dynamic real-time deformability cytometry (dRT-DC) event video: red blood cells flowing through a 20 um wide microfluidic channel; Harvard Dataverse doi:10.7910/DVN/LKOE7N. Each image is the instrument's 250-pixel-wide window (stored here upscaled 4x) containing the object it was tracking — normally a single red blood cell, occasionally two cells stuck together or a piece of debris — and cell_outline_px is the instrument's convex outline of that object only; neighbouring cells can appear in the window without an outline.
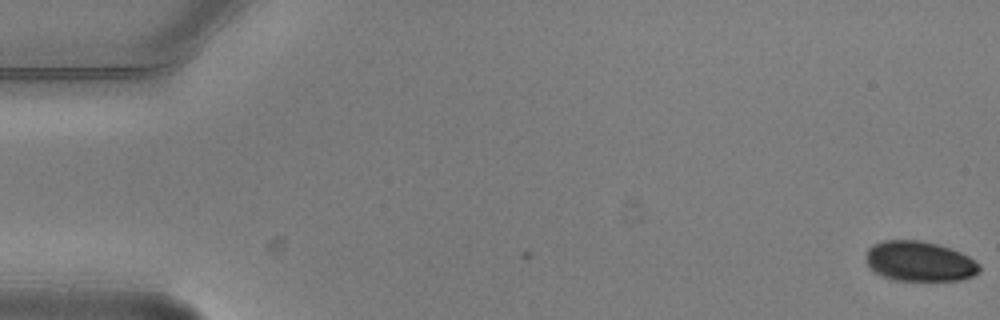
{"species": "common noctule bat (a hibernating species)", "species_latin": "Nyctalus noctula", "temperature_condition": "warm", "stored_images_in_passage": 8, "camera_frame_rate_fps": 3000, "um_per_image_px": 0.085, "animal": {"sex": "male", "body_mass_g": 20.5, "forearm_length_mm": 52.5}, "frame": {"image": 1, "passage_image": 1, "time_ms": 0.0, "image_size_px": [1000, 320], "cell_outline_px": [[980, 272], [972, 276], [960, 280], [892, 280], [868, 268], [864, 260], [864, 256], [868, 248], [872, 244], [884, 240], [920, 240], [940, 244], [960, 252], [968, 256], [980, 264]], "centroid_in_image_um": [78.12, 22.2], "position_along_channel_um": 6.9, "area_um2": 26.82}}
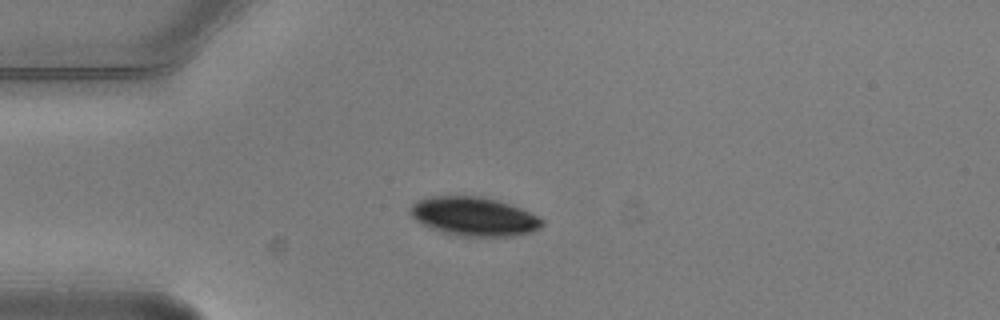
{"frame": {"image": 2, "passage_image": 5, "time_ms": 1.333, "image_size_px": [1000, 320], "cell_outline_px": [[544, 224], [540, 228], [532, 232], [512, 236], [464, 236], [444, 232], [420, 224], [408, 212], [408, 208], [416, 200], [428, 196], [480, 196], [500, 200], [520, 208], [544, 220]], "centroid_in_image_um": [40.26, 18.38], "position_along_channel_um": 44.7, "area_um2": 29.94}}